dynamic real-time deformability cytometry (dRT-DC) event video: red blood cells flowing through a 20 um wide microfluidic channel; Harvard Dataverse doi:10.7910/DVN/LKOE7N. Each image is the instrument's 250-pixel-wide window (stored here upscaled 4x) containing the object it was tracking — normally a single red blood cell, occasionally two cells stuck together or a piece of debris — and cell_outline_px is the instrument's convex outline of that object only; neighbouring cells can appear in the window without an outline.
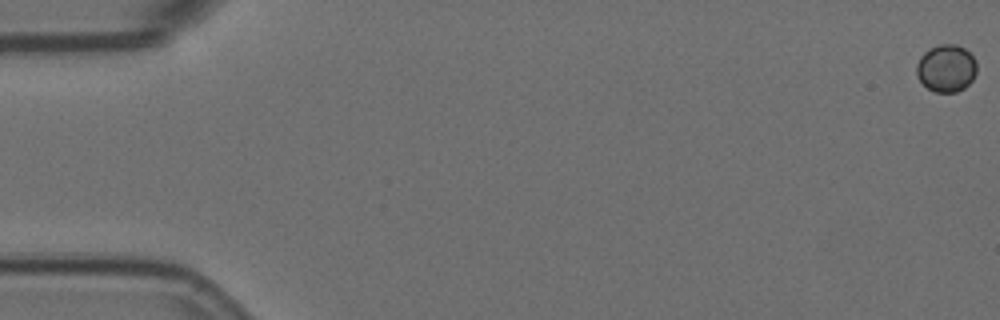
{"species": "Egyptian fruit bat (a non-hibernating species)", "species_latin": "Rousettus aegyptiacus", "temperature_condition": "room temperature", "stored_images_in_passage": 12, "camera_frame_rate_fps": 3000, "um_per_image_px": 0.085, "animal": {"sex": "female"}, "frame": {"image": 1, "passage_image": 1, "time_ms": 0.0, "image_size_px": [1000, 320], "cell_outline_px": [[976, 72], [972, 80], [964, 88], [956, 92], [936, 92], [928, 88], [916, 76], [916, 64], [920, 56], [928, 48], [940, 44], [956, 44], [964, 48], [976, 60]], "centroid_in_image_um": [80.41, 5.79], "position_along_channel_um": 4.6, "area_um2": 16.7}}